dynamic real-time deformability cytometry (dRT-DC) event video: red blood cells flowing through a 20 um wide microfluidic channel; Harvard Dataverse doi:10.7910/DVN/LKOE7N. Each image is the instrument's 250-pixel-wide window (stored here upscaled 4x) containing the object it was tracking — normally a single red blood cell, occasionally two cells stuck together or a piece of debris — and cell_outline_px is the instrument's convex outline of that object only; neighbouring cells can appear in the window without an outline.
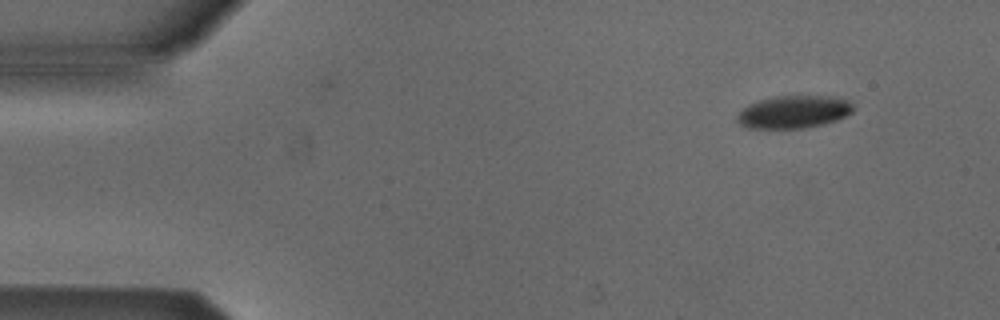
{"species": "Egyptian fruit bat (a non-hibernating species)", "species_latin": "Rousettus aegyptiacus", "temperature_condition": "cold", "stored_images_in_passage": 4, "camera_frame_rate_fps": 3000, "um_per_image_px": 0.085, "animal": {"sex": "male"}, "frame": {"image": 1, "passage_image": 1, "time_ms": 0.0, "image_size_px": [1000, 320], "cell_outline_px": [[856, 108], [852, 112], [836, 120], [824, 124], [804, 128], [748, 128], [740, 124], [736, 120], [736, 116], [748, 104], [760, 100], [776, 96], [840, 96], [848, 100]], "centroid_in_image_um": [67.5, 9.5], "position_along_channel_um": 17.5, "area_um2": 22.2}}
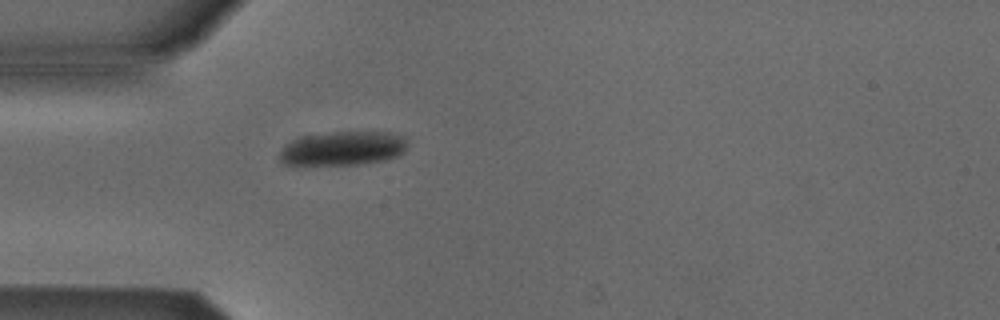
{"frame": {"image": 2, "passage_image": 4, "time_ms": 1.0, "image_size_px": [1000, 320], "cell_outline_px": [[404, 152], [396, 156], [384, 160], [356, 164], [284, 164], [280, 160], [280, 152], [288, 144], [304, 136], [328, 132], [392, 132], [404, 136]], "centroid_in_image_um": [29.17, 12.6], "position_along_channel_um": 55.8, "area_um2": 24.74}}